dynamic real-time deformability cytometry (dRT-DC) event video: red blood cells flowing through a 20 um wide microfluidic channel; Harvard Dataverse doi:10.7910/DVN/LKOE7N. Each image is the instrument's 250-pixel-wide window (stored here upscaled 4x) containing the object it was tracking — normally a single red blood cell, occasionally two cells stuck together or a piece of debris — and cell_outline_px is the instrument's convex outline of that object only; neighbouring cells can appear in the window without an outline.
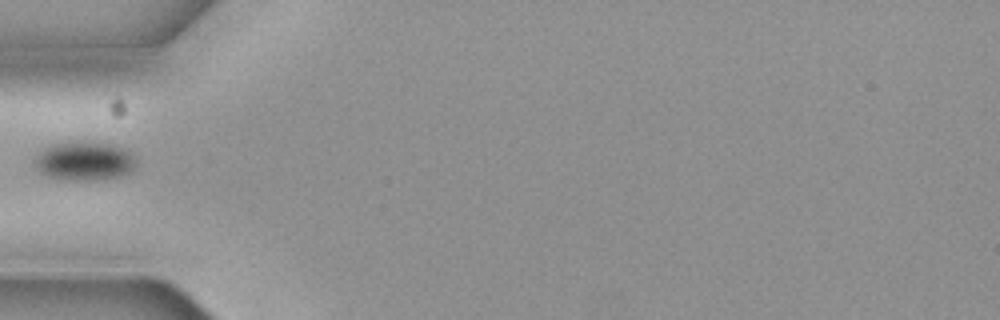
{"species": "common noctule bat (a hibernating species)", "species_latin": "Nyctalus noctula", "temperature_condition": "cold", "stored_images_in_passage": 10, "camera_frame_rate_fps": 3000, "um_per_image_px": 0.085, "animal": {"sex": "female", "body_mass_g": 19.3, "forearm_length_mm": 54.1}, "frame": {"image": 1, "passage_image": 5, "time_ms": 1.333, "image_size_px": [1000, 320], "cell_outline_px": [[136, 164], [128, 172], [120, 176], [92, 180], [76, 180], [48, 176], [40, 172], [36, 168], [36, 156], [44, 148], [52, 144], [112, 144], [124, 148], [136, 160]], "centroid_in_image_um": [7.18, 13.72], "position_along_channel_um": 77.8, "area_um2": 21.91}}